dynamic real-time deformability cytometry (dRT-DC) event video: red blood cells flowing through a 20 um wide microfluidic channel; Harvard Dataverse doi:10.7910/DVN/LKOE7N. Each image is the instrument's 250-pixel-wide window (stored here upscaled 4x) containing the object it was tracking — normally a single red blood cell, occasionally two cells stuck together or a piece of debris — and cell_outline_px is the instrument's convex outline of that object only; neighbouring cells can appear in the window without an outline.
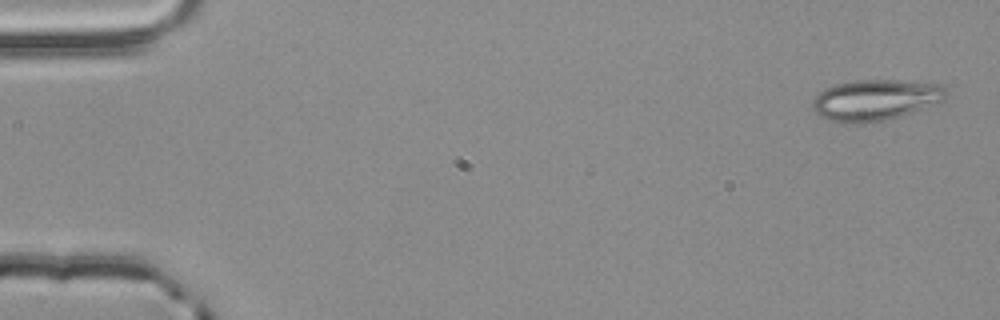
{"species": "common noctule bat (a hibernating species)", "species_latin": "Nyctalus noctula", "temperature_condition": "room temperature", "stored_images_in_passage": 53, "camera_frame_rate_fps": 3000, "um_per_image_px": 0.085, "animal": {"sex": "male", "body_mass_g": 20.4}, "frame": {"image": 1, "passage_image": 1, "time_ms": 0.0, "image_size_px": [1000, 320], "cell_outline_px": [[948, 96], [944, 100], [900, 116], [888, 120], [860, 124], [844, 124], [824, 120], [816, 116], [812, 108], [812, 100], [824, 88], [836, 84], [856, 80], [900, 80], [940, 84], [948, 88]], "centroid_in_image_um": [74.36, 8.52], "position_along_channel_um": 10.6, "area_um2": 32.54}}
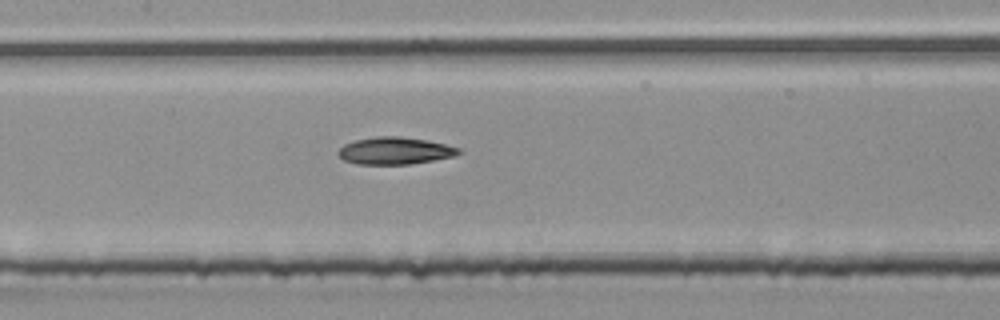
{"frame": {"image": 2, "passage_image": 25, "time_ms": 8.0, "image_size_px": [1000, 320], "cell_outline_px": [[464, 152], [456, 156], [408, 164], [356, 164], [344, 160], [336, 152], [344, 144], [356, 140], [376, 136], [400, 136], [428, 140], [460, 148]], "centroid_in_image_um": [33.59, 12.81], "position_along_channel_um": 173.8, "area_um2": 19.13}}
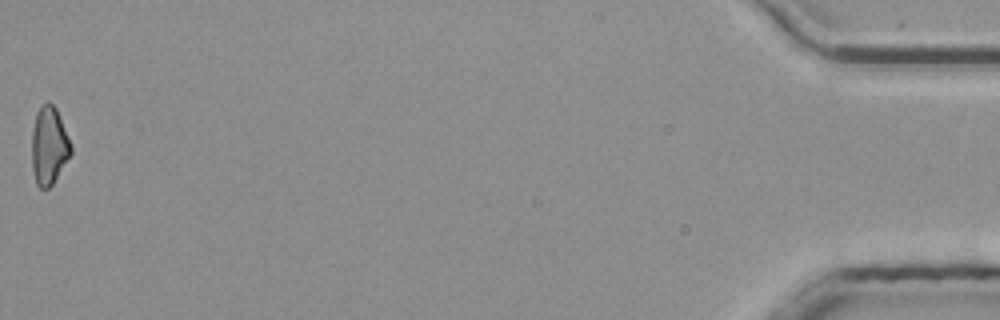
{"frame": {"image": 3, "passage_image": 53, "time_ms": 17.333, "image_size_px": [1000, 320], "cell_outline_px": [[72, 152], [52, 184], [48, 188], [40, 188], [36, 184], [32, 168], [32, 128], [36, 112], [40, 104], [48, 100], [56, 108], [68, 136], [72, 148]], "centroid_in_image_um": [4.14, 12.34], "position_along_channel_um": 431.1, "area_um2": 17.8}}